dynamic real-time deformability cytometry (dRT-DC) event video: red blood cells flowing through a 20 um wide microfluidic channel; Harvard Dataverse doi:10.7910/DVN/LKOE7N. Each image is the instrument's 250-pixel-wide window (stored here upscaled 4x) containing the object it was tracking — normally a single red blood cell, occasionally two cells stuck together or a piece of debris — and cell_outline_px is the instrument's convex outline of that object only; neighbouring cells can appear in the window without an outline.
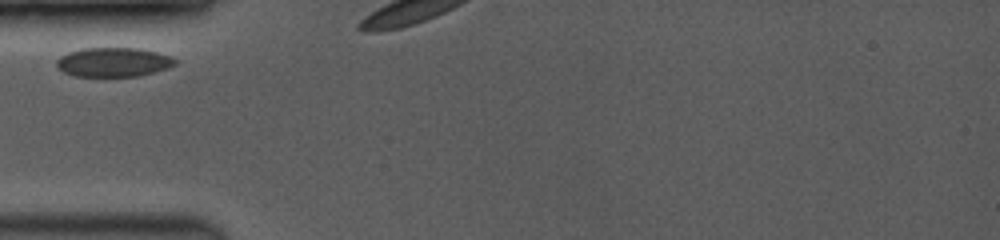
{"species": "common noctule bat (a hibernating species)", "species_latin": "Nyctalus noctula", "temperature_condition": "room temperature", "stored_images_in_passage": 2, "camera_frame_rate_fps": 3500, "um_per_image_px": 0.085, "animal": {"sex": "female", "body_mass_g": 19.0, "forearm_length_mm": 53.3}, "frame": {"image": 1, "passage_image": 1, "time_ms": 0.0, "image_size_px": [1000, 240], "cell_outline_px": [[176, 64], [168, 68], [156, 72], [140, 76], [76, 76], [64, 72], [56, 68], [56, 60], [60, 56], [68, 52], [80, 48], [140, 48], [156, 52], [168, 56], [176, 60]], "centroid_in_image_um": [9.61, 5.28], "position_along_channel_um": 75.4, "area_um2": 20.29}}